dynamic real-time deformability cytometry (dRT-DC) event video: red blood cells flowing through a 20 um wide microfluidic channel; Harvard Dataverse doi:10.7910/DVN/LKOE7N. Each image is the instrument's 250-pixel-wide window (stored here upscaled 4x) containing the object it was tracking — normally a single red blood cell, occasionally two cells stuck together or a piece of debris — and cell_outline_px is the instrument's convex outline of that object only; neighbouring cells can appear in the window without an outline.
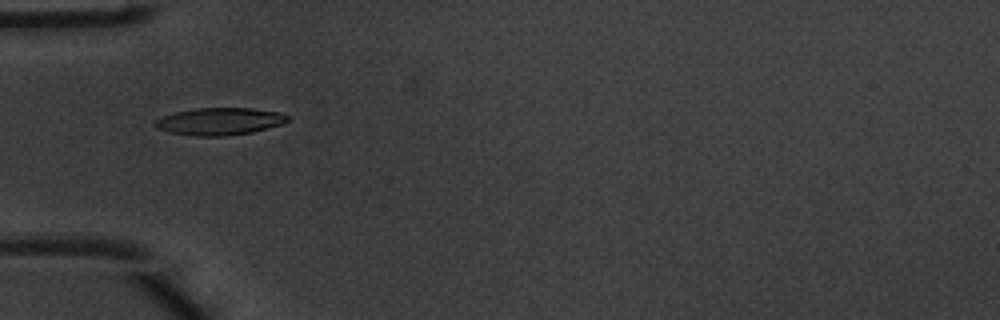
{"species": "common noctule bat (a hibernating species)", "species_latin": "Nyctalus noctula", "temperature_condition": "warm", "stored_images_in_passage": 4, "camera_frame_rate_fps": 3000, "um_per_image_px": 0.085, "animal": {"sex": "male", "body_mass_g": 20.1, "forearm_length_mm": 53.5}, "frame": {"image": 1, "passage_image": 2, "time_ms": 0.333, "image_size_px": [1000, 320], "cell_outline_px": [[288, 120], [280, 124], [252, 132], [224, 136], [196, 136], [168, 132], [156, 128], [152, 124], [156, 120], [164, 116], [176, 112], [196, 108], [248, 108], [280, 112], [288, 116]], "centroid_in_image_um": [18.62, 10.32], "position_along_channel_um": 66.4, "area_um2": 20.87}}
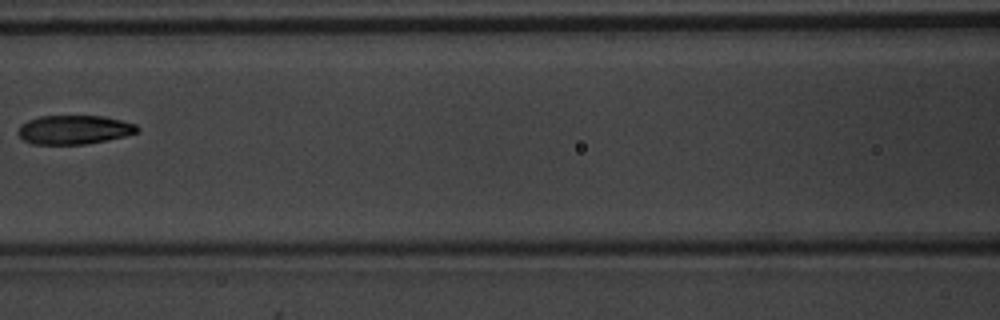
{"frame": {"image": 2, "passage_image": 4, "time_ms": 1.0, "image_size_px": [1000, 320], "cell_outline_px": [[140, 128], [136, 132], [124, 136], [84, 144], [32, 144], [24, 140], [16, 132], [20, 124], [28, 120], [40, 116], [104, 116], [136, 124]], "centroid_in_image_um": [6.26, 11.02], "position_along_channel_um": 160.3, "area_um2": 20.0}}